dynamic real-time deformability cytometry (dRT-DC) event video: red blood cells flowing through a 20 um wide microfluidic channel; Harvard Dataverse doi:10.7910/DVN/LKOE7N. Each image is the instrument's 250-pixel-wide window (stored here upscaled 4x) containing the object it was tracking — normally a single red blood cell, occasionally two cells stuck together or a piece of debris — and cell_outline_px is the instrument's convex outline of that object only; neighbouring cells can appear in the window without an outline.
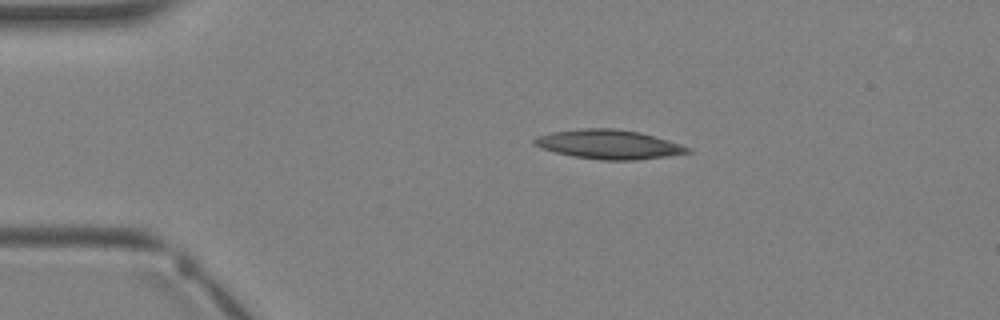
{"species": "Egyptian fruit bat (a non-hibernating species)", "species_latin": "Rousettus aegyptiacus", "temperature_condition": "warm", "stored_images_in_passage": 2, "camera_frame_rate_fps": 3000, "um_per_image_px": 0.085, "animal": {"sex": "female"}, "frame": {"image": 1, "passage_image": 1, "time_ms": 0.0, "image_size_px": [1000, 320], "cell_outline_px": [[692, 152], [636, 160], [600, 160], [572, 156], [540, 148], [532, 144], [532, 140], [536, 136], [552, 132], [580, 128], [616, 128], [640, 132], [668, 140], [692, 148]], "centroid_in_image_um": [51.71, 12.26], "position_along_channel_um": 33.3, "area_um2": 26.18}}